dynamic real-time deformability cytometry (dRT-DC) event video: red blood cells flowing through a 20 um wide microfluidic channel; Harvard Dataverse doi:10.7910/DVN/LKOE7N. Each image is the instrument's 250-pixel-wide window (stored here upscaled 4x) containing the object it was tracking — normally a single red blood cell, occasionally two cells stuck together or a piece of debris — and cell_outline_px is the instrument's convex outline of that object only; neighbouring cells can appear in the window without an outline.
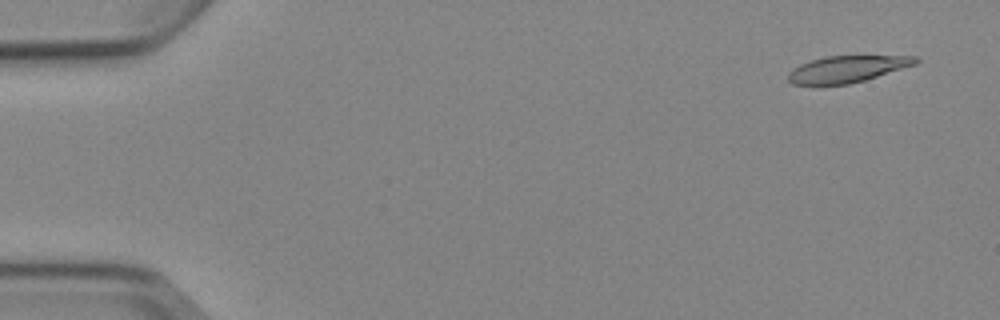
{"species": "Egyptian fruit bat (a non-hibernating species)", "species_latin": "Rousettus aegyptiacus", "temperature_condition": "cold", "stored_images_in_passage": 4, "camera_frame_rate_fps": 3000, "um_per_image_px": 0.085, "animal": {"sex": "female"}, "frame": {"image": 1, "passage_image": 1, "time_ms": 0.0, "image_size_px": [1000, 320], "cell_outline_px": [[920, 60], [916, 64], [864, 80], [848, 84], [820, 88], [812, 88], [792, 84], [788, 80], [788, 72], [792, 68], [800, 64], [824, 56], [916, 56]], "centroid_in_image_um": [71.88, 5.92], "position_along_channel_um": 13.1, "area_um2": 20.46}}
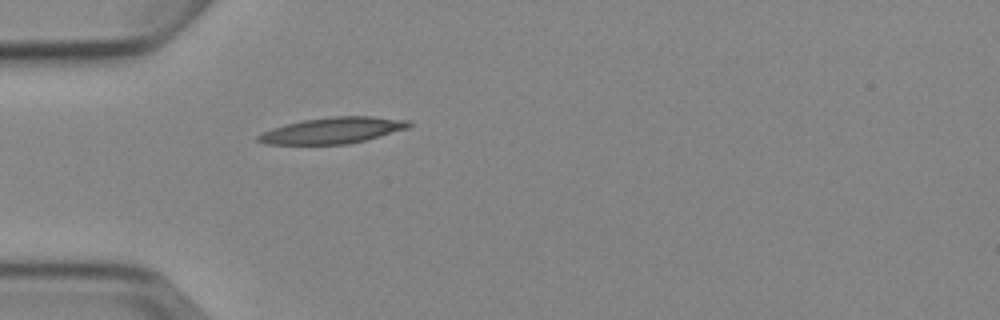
{"frame": {"image": 2, "passage_image": 4, "time_ms": 4.333, "image_size_px": [1000, 320], "cell_outline_px": [[412, 124], [408, 128], [380, 136], [348, 144], [264, 144], [256, 140], [256, 136], [272, 128], [284, 124], [304, 120], [332, 116], [372, 116], [412, 120]], "centroid_in_image_um": [28.29, 11.08], "position_along_channel_um": 56.7, "area_um2": 23.0}}